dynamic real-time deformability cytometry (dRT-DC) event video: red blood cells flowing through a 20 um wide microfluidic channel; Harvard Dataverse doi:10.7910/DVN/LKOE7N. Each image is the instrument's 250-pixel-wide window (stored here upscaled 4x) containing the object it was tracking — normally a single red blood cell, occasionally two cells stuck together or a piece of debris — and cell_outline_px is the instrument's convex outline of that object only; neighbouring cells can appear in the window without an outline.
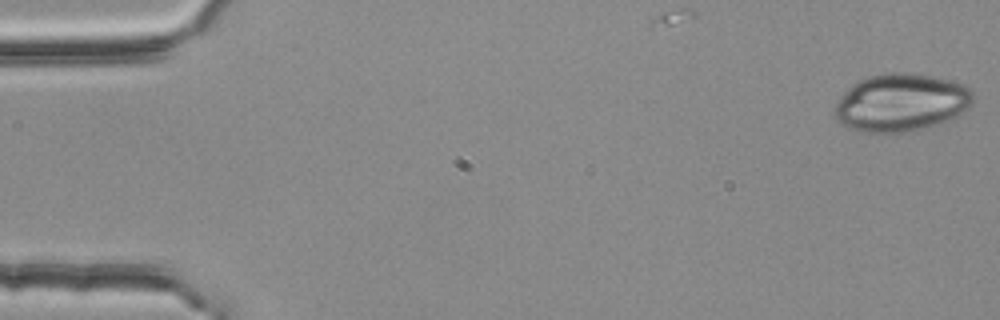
{"species": "common noctule bat (a hibernating species)", "species_latin": "Nyctalus noctula", "temperature_condition": "room temperature", "stored_images_in_passage": 9, "camera_frame_rate_fps": 3000, "um_per_image_px": 0.085, "animal": {"sex": "female", "body_mass_g": 25.1}, "frame": {"image": 1, "passage_image": 1, "time_ms": 0.0, "image_size_px": [1000, 320], "cell_outline_px": [[972, 104], [960, 116], [924, 128], [904, 132], [864, 132], [852, 128], [836, 120], [832, 112], [836, 100], [852, 84], [868, 76], [888, 72], [904, 72], [932, 76], [948, 80], [972, 88]], "centroid_in_image_um": [76.57, 8.71], "position_along_channel_um": 8.4, "area_um2": 46.64}}